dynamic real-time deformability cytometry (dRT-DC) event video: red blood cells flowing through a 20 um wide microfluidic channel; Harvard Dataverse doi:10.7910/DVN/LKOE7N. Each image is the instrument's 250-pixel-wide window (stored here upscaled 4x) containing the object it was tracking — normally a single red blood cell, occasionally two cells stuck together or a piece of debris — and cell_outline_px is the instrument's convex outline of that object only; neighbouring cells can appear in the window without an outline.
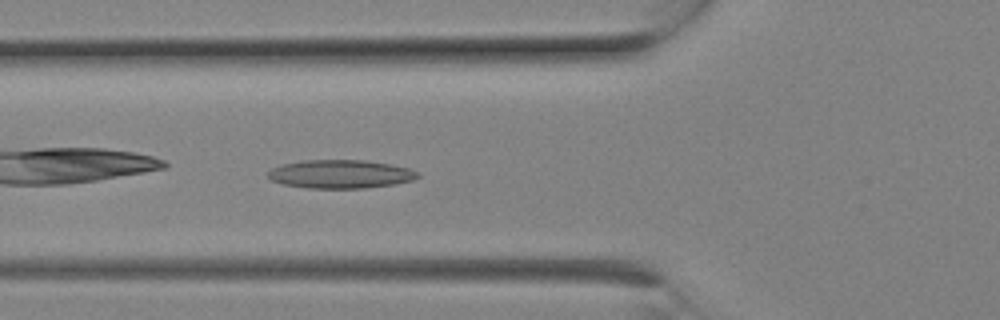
{"species": "Egyptian fruit bat (a non-hibernating species)", "species_latin": "Rousettus aegyptiacus", "temperature_condition": "room temperature", "stored_images_in_passage": 7, "camera_frame_rate_fps": 3000, "um_per_image_px": 0.085, "animal": {"sex": "female"}, "frame": {"image": 1, "passage_image": 7, "time_ms": 2.0, "image_size_px": [1000, 320], "cell_outline_px": [[420, 176], [412, 180], [396, 184], [364, 188], [308, 188], [284, 184], [272, 180], [268, 176], [268, 172], [272, 168], [280, 164], [300, 160], [364, 160], [392, 164], [408, 168], [420, 172]], "centroid_in_image_um": [28.96, 14.79], "position_along_channel_um": 96.8, "area_um2": 24.97}}